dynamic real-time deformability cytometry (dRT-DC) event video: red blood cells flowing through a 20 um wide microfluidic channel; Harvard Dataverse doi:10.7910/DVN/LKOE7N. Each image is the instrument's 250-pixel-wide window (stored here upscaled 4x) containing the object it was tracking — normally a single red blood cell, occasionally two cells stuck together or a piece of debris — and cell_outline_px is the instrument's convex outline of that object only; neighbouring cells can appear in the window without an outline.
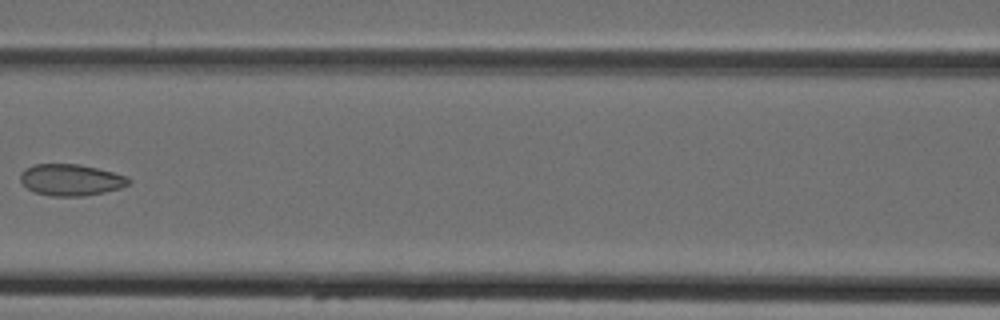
{"species": "Egyptian fruit bat (a non-hibernating species)", "species_latin": "Rousettus aegyptiacus", "temperature_condition": "cold", "stored_images_in_passage": 6, "camera_frame_rate_fps": 3000, "um_per_image_px": 0.085, "animal": {"sex": "female"}, "frame": {"image": 1, "passage_image": 6, "time_ms": 6.667, "image_size_px": [1000, 320], "cell_outline_px": [[132, 180], [128, 184], [120, 188], [104, 192], [84, 196], [52, 196], [36, 192], [28, 188], [20, 180], [20, 172], [24, 168], [36, 164], [80, 164], [112, 172], [124, 176]], "centroid_in_image_um": [6.0, 15.28], "position_along_channel_um": 160.6, "area_um2": 19.71}}